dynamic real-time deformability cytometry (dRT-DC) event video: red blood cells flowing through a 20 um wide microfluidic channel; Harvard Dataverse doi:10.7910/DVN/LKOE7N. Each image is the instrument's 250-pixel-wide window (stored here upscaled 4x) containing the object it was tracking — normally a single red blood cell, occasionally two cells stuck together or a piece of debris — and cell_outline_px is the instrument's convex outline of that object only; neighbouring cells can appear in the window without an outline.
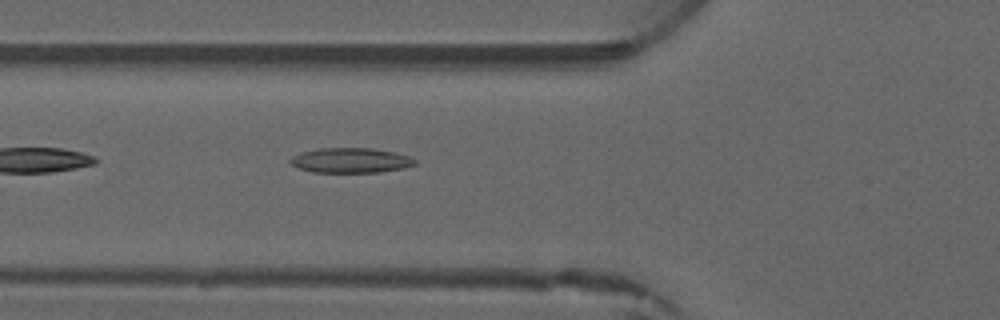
{"species": "common noctule bat (a hibernating species)", "species_latin": "Nyctalus noctula", "temperature_condition": "warm", "stored_images_in_passage": 5, "camera_frame_rate_fps": 3000, "um_per_image_px": 0.085, "animal": {"sex": "male", "forearm_length_mm": 52.5}, "frame": {"image": 1, "passage_image": 5, "time_ms": 4.667, "image_size_px": [1000, 320], "cell_outline_px": [[416, 164], [404, 168], [380, 172], [312, 172], [288, 164], [288, 160], [292, 156], [300, 152], [320, 148], [372, 148], [392, 152], [408, 156], [416, 160]], "centroid_in_image_um": [29.76, 13.63], "position_along_channel_um": 96.0, "area_um2": 18.15}}